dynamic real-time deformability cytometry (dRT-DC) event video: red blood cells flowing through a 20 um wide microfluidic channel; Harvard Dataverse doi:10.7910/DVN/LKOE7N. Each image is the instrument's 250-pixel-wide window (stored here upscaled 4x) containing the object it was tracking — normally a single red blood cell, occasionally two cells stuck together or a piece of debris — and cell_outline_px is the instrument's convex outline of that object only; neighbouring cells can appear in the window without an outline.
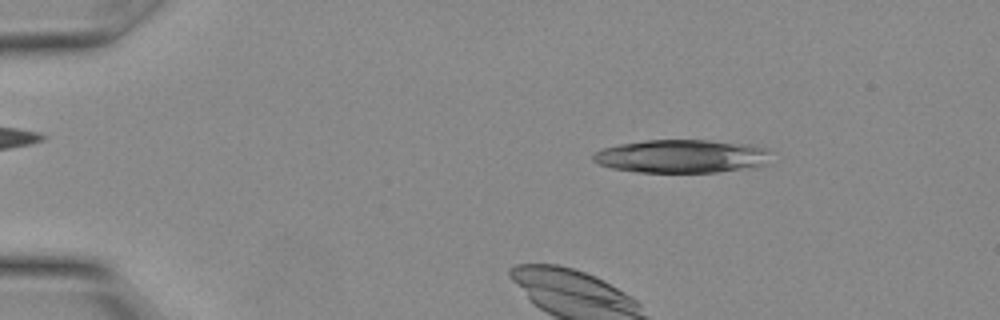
{"species": "Egyptian fruit bat (a non-hibernating species)", "species_latin": "Rousettus aegyptiacus", "temperature_condition": "warm", "stored_images_in_passage": 12, "camera_frame_rate_fps": 3000, "um_per_image_px": 0.085, "animal": {"sex": "female"}, "frame": {"image": 1, "passage_image": 4, "time_ms": 1.0, "image_size_px": [1000, 320], "cell_outline_px": [[772, 164], [760, 168], [716, 172], [636, 172], [612, 168], [600, 164], [592, 160], [592, 152], [600, 148], [620, 144], [644, 140], [708, 140], [748, 144], [768, 148]], "centroid_in_image_um": [58.02, 13.29], "position_along_channel_um": 27.0, "area_um2": 35.32}}